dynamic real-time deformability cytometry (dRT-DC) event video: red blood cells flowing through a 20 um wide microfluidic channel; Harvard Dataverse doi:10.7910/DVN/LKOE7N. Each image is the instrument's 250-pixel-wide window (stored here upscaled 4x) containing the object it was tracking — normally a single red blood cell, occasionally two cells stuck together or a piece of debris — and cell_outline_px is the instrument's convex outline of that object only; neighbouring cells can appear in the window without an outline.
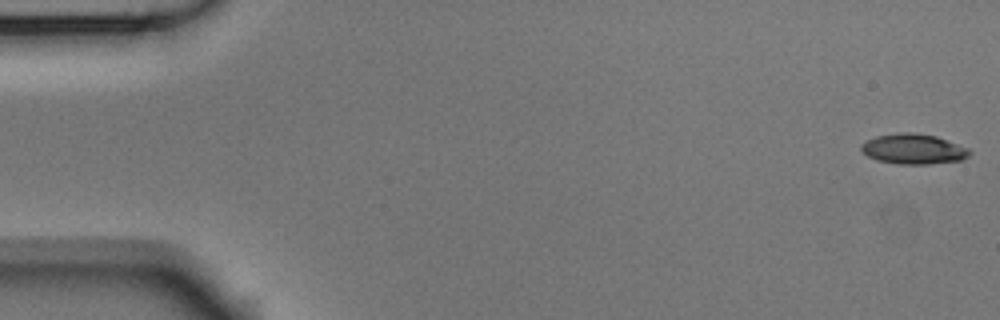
{"species": "Egyptian fruit bat (a non-hibernating species)", "species_latin": "Rousettus aegyptiacus", "temperature_condition": "room temperature", "stored_images_in_passage": 5, "camera_frame_rate_fps": 3000, "um_per_image_px": 0.085, "animal": {"sex": "male"}, "frame": {"image": 1, "passage_image": 1, "time_ms": 0.0, "image_size_px": [1000, 320], "cell_outline_px": [[972, 152], [968, 156], [960, 160], [928, 164], [900, 164], [876, 160], [868, 156], [860, 148], [860, 144], [876, 136], [900, 132], [916, 132], [936, 136], [968, 148]], "centroid_in_image_um": [77.63, 12.66], "position_along_channel_um": 7.4, "area_um2": 19.02}}